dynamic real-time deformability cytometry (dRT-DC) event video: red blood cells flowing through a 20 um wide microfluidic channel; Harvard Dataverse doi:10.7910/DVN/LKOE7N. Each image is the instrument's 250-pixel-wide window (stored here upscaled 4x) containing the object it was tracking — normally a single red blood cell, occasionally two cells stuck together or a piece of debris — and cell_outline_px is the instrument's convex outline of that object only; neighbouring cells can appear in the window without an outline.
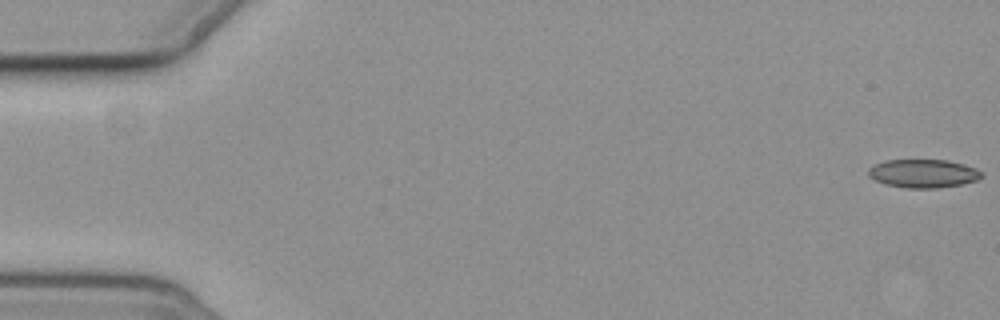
{"species": "common noctule bat (a hibernating species)", "species_latin": "Nyctalus noctula", "temperature_condition": "cold", "stored_images_in_passage": 5, "camera_frame_rate_fps": 3000, "um_per_image_px": 0.085, "animal": {"sex": "female", "body_mass_g": 19.3, "forearm_length_mm": 54.1}, "frame": {"image": 1, "passage_image": 1, "time_ms": 0.0, "image_size_px": [1000, 320], "cell_outline_px": [[984, 176], [976, 180], [960, 184], [936, 188], [908, 188], [884, 184], [868, 176], [868, 168], [872, 164], [884, 160], [948, 160], [964, 164], [976, 168], [984, 172]], "centroid_in_image_um": [78.46, 14.73], "position_along_channel_um": 6.5, "area_um2": 18.9}}